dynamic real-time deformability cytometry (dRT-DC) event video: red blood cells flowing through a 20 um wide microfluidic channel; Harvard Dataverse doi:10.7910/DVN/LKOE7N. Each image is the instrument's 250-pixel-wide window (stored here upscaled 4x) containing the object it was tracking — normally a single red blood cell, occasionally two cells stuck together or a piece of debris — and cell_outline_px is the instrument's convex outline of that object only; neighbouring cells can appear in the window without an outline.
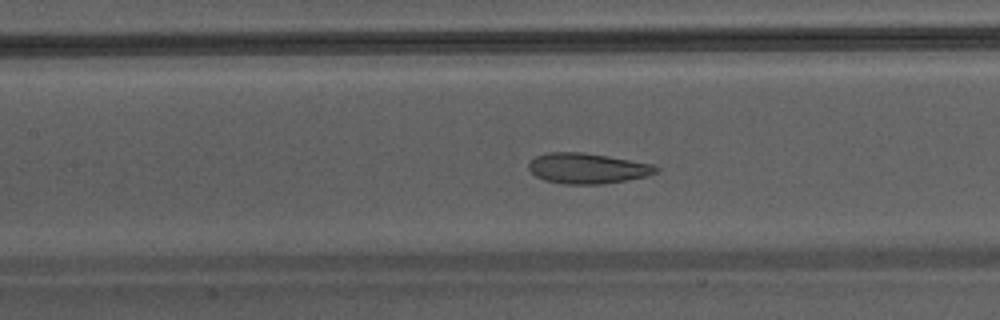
{"species": "Egyptian fruit bat (a non-hibernating species)", "species_latin": "Rousettus aegyptiacus", "temperature_condition": "warm", "stored_images_in_passage": 36, "camera_frame_rate_fps": 3000, "um_per_image_px": 0.085, "animal": {"sex": "male"}, "frame": {"image": 1, "passage_image": 11, "time_ms": 3.333, "image_size_px": [1000, 320], "cell_outline_px": [[660, 168], [656, 172], [648, 176], [604, 184], [564, 184], [544, 180], [536, 176], [528, 168], [528, 164], [536, 156], [548, 152], [580, 152], [608, 156], [652, 164]], "centroid_in_image_um": [49.93, 14.31], "position_along_channel_um": 157.5, "area_um2": 22.54}}
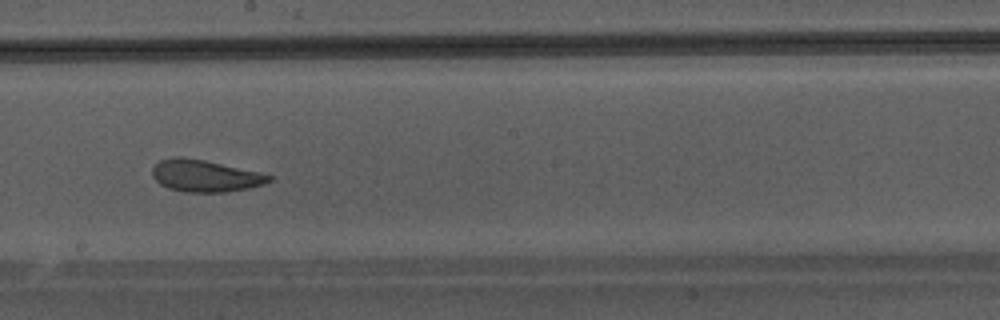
{"frame": {"image": 2, "passage_image": 16, "time_ms": 5.0, "image_size_px": [1000, 320], "cell_outline_px": [[272, 180], [264, 184], [248, 188], [228, 192], [184, 192], [168, 188], [160, 184], [152, 176], [152, 168], [160, 160], [176, 156], [180, 156], [204, 160], [260, 172], [272, 176]], "centroid_in_image_um": [17.42, 14.95], "position_along_channel_um": 230.8, "area_um2": 21.73}}